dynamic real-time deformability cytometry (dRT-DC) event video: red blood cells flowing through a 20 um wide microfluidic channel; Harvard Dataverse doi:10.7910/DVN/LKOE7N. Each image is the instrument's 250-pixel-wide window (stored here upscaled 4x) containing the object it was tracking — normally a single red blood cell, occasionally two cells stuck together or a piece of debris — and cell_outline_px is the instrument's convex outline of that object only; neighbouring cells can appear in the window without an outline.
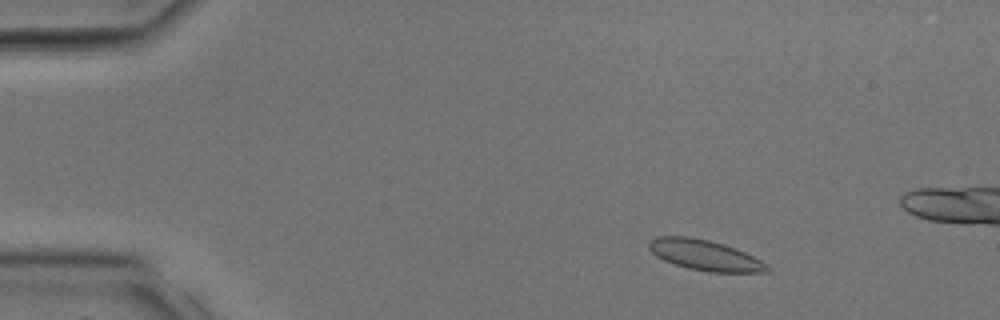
{"species": "common noctule bat (a hibernating species)", "species_latin": "Nyctalus noctula", "temperature_condition": "room temperature", "stored_images_in_passage": 9, "camera_frame_rate_fps": 3000, "um_per_image_px": 0.085, "animal": {"sex": "male", "body_mass_g": 17.9, "forearm_length_mm": 54.2}, "frame": {"image": 1, "passage_image": 4, "time_ms": 1.0, "image_size_px": [1000, 320], "cell_outline_px": [[772, 272], [708, 272], [688, 268], [664, 260], [656, 256], [648, 248], [648, 240], [656, 236], [688, 236], [708, 240], [724, 244], [736, 248], [768, 264], [772, 268]], "centroid_in_image_um": [59.92, 21.69], "position_along_channel_um": 25.1, "area_um2": 21.15}}